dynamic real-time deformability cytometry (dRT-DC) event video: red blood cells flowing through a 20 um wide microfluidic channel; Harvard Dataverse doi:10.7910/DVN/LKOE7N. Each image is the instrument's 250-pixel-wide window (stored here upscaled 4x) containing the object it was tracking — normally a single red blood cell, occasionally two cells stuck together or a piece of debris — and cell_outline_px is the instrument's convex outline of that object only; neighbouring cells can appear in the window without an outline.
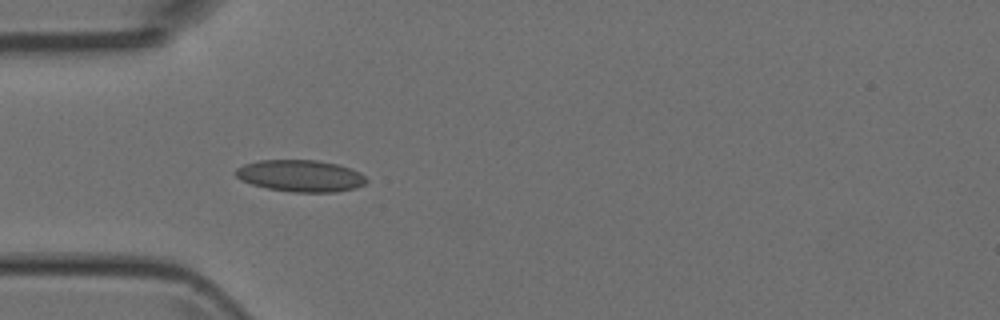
{"species": "Egyptian fruit bat (a non-hibernating species)", "species_latin": "Rousettus aegyptiacus", "temperature_condition": "room temperature", "stored_images_in_passage": 2, "camera_frame_rate_fps": 3000, "um_per_image_px": 0.085, "animal": {"sex": "female"}, "frame": {"image": 1, "passage_image": 2, "time_ms": 1.333, "image_size_px": [1000, 320], "cell_outline_px": [[368, 180], [364, 184], [356, 188], [336, 192], [292, 192], [268, 188], [252, 184], [240, 180], [236, 176], [236, 168], [244, 164], [260, 160], [316, 160], [336, 164], [360, 172]], "centroid_in_image_um": [25.54, 14.95], "position_along_channel_um": 59.5, "area_um2": 24.1}}